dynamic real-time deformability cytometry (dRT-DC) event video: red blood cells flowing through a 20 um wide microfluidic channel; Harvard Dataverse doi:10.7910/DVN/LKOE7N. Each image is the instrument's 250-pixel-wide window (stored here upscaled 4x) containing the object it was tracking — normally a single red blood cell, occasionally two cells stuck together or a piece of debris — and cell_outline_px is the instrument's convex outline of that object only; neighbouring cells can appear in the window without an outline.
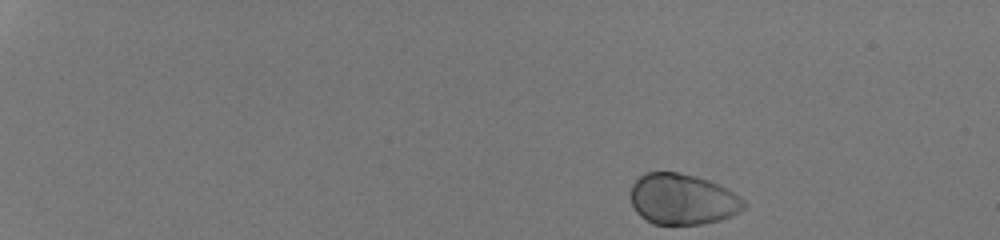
{"species": "human", "species_latin": "Homo sapiens", "temperature_condition": "room temperature", "stored_images_in_passage": 45, "camera_frame_rate_fps": 3000, "um_per_image_px": 0.085, "donor": {"sex": "male"}, "frame": {"image": 1, "passage_image": 1, "time_ms": 0.0, "image_size_px": [1000, 240], "cell_outline_px": [[748, 204], [740, 212], [732, 216], [720, 220], [700, 224], [652, 224], [640, 216], [636, 212], [632, 204], [632, 184], [644, 172], [680, 172], [696, 176], [720, 184], [728, 188], [740, 196]], "centroid_in_image_um": [58.05, 16.93], "position_along_channel_um": 26.9, "area_um2": 33.87}}
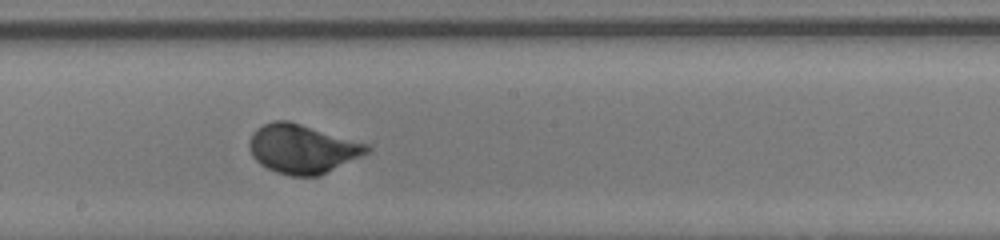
{"frame": {"image": 2, "passage_image": 26, "time_ms": 8.333, "image_size_px": [1000, 240], "cell_outline_px": [[372, 148], [368, 152], [320, 176], [288, 176], [276, 172], [260, 164], [252, 156], [248, 144], [248, 140], [252, 132], [256, 128], [272, 120], [288, 120], [372, 144]], "centroid_in_image_um": [25.7, 12.64], "position_along_channel_um": 222.5, "area_um2": 33.99}}
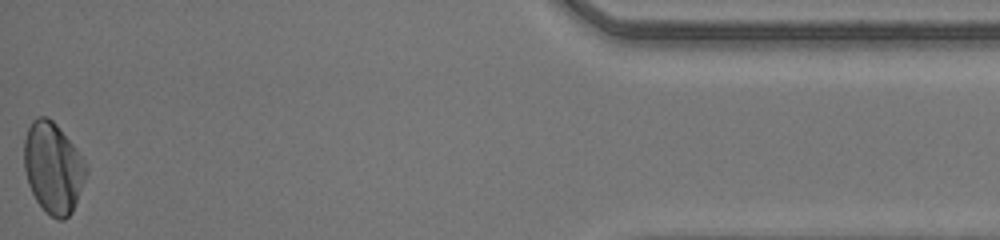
{"frame": {"image": 3, "passage_image": 45, "time_ms": 14.667, "image_size_px": [1000, 240], "cell_outline_px": [[88, 172], [72, 212], [64, 220], [56, 220], [36, 200], [28, 184], [24, 168], [24, 140], [28, 128], [32, 120], [36, 116], [48, 116], [56, 124], [76, 148], [84, 160], [88, 168]], "centroid_in_image_um": [4.51, 14.24], "position_along_channel_um": 430.7, "area_um2": 32.77}, "authors_computed_cell_mechanics": {"area_um2": 32.5992, "velocity_mm_per_s": 4.2262, "shape_relaxation_time_tau1_ms": 1.8026, "shape_relaxation_time_tau2_ms": null, "deformation_change_tau1": 0.1426, "deformation_change_tau2": null}}